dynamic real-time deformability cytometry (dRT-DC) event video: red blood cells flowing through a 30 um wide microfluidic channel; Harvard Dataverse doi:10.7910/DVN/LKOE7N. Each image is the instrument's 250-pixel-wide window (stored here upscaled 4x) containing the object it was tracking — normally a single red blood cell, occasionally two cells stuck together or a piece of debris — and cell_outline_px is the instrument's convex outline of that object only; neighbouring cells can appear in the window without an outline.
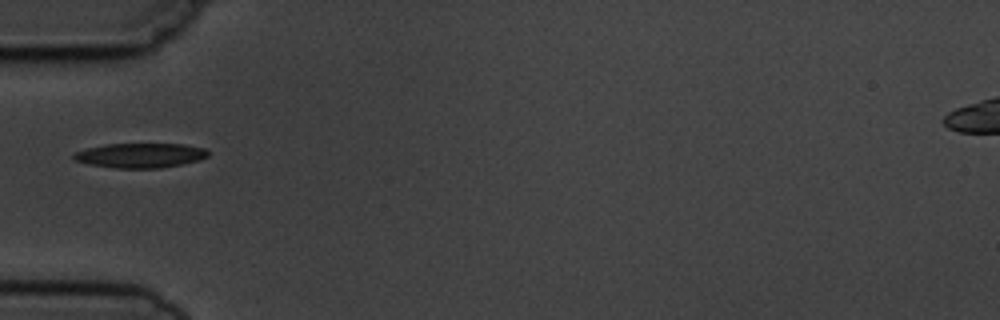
{"species": "common noctule bat (a hibernating species)", "species_latin": "Nyctalus noctula", "temperature_condition": "cold", "stored_images_in_passage": 1, "camera_frame_rate_fps": 3000, "um_per_image_px": 0.085, "animal": {"sex": "male", "body_mass_g": 19.5, "forearm_length_mm": 54.6}, "frame": {"image": 1, "passage_image": 1, "time_ms": 0.0, "image_size_px": [1000, 320], "cell_outline_px": [[208, 156], [200, 160], [160, 168], [116, 168], [88, 164], [72, 160], [72, 156], [76, 152], [88, 148], [104, 144], [184, 144], [208, 148]], "centroid_in_image_um": [11.94, 13.21], "position_along_channel_um": 73.1, "area_um2": 19.36}}